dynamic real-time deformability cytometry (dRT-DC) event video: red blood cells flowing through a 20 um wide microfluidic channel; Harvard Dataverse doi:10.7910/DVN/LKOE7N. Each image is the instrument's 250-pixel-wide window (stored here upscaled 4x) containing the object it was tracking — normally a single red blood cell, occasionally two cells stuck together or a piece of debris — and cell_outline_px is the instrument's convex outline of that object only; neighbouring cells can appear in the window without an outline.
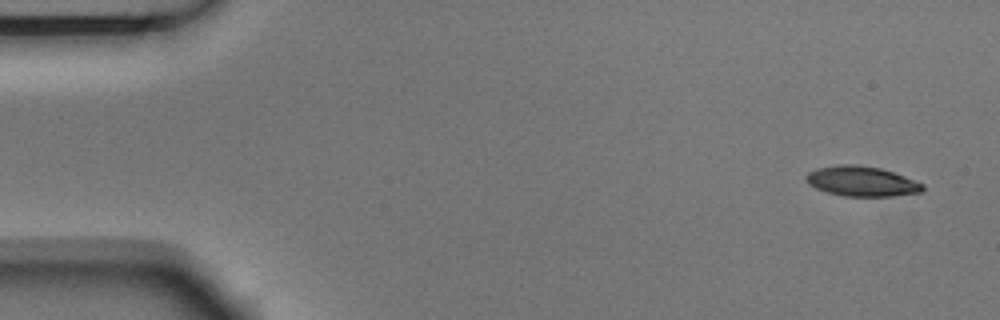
{"species": "Egyptian fruit bat (a non-hibernating species)", "species_latin": "Rousettus aegyptiacus", "temperature_condition": "room temperature", "stored_images_in_passage": 4, "camera_frame_rate_fps": 3000, "um_per_image_px": 0.085, "animal": {"sex": "male"}, "frame": {"image": 1, "passage_image": 1, "time_ms": 0.0, "image_size_px": [1000, 320], "cell_outline_px": [[924, 188], [920, 192], [892, 196], [844, 196], [828, 192], [816, 188], [808, 184], [804, 176], [808, 172], [816, 168], [840, 164], [856, 164], [880, 168], [904, 176], [924, 184]], "centroid_in_image_um": [73.21, 15.4], "position_along_channel_um": 11.8, "area_um2": 20.35}}
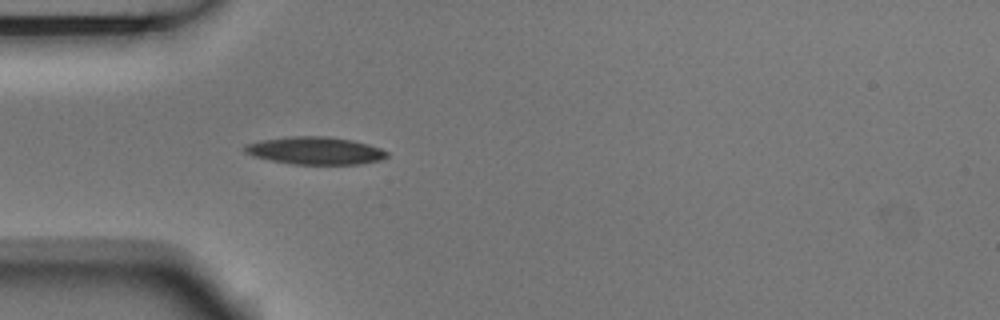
{"frame": {"image": 2, "passage_image": 4, "time_ms": 1.0, "image_size_px": [1000, 320], "cell_outline_px": [[388, 156], [380, 160], [360, 164], [292, 164], [272, 160], [256, 156], [244, 152], [244, 148], [248, 144], [264, 140], [292, 136], [328, 136], [352, 140], [368, 144], [380, 148], [388, 152]], "centroid_in_image_um": [26.85, 12.8], "position_along_channel_um": 58.1, "area_um2": 22.54}}